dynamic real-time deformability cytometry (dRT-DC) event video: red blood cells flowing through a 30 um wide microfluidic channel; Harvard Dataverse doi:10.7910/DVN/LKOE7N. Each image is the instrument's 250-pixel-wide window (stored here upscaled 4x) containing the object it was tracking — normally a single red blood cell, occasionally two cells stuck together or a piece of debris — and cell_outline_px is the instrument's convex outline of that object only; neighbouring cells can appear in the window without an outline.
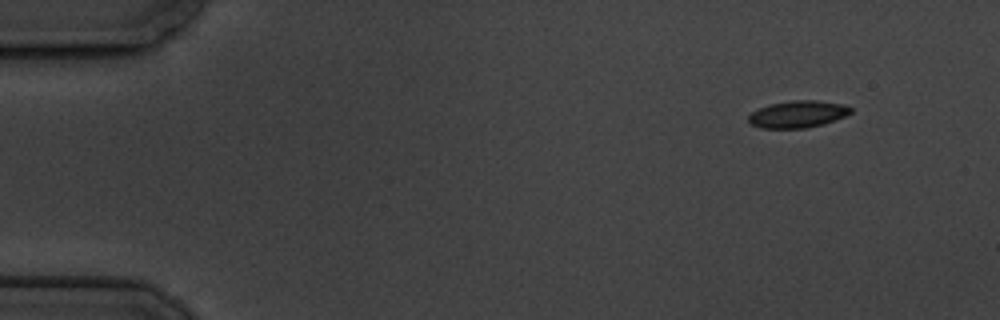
{"species": "common noctule bat (a hibernating species)", "species_latin": "Nyctalus noctula", "temperature_condition": "cold", "stored_images_in_passage": 5, "camera_frame_rate_fps": 3000, "um_per_image_px": 0.085, "animal": {"sex": "male", "body_mass_g": 19.5, "forearm_length_mm": 54.6}, "frame": {"image": 1, "passage_image": 1, "time_ms": 0.0, "image_size_px": [1000, 320], "cell_outline_px": [[852, 112], [844, 116], [824, 124], [808, 128], [760, 128], [752, 124], [748, 120], [748, 116], [752, 112], [768, 104], [792, 100], [816, 100], [844, 104], [852, 108]], "centroid_in_image_um": [67.82, 9.7], "position_along_channel_um": 17.2, "area_um2": 16.13}}
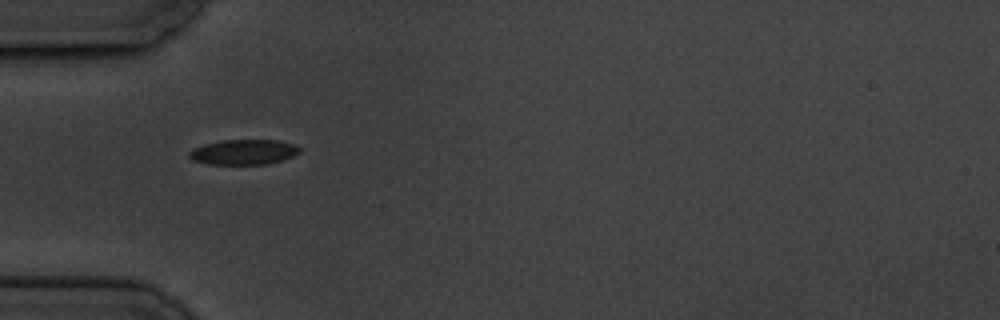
{"frame": {"image": 2, "passage_image": 4, "time_ms": 4.333, "image_size_px": [1000, 320], "cell_outline_px": [[300, 152], [292, 156], [268, 164], [208, 164], [192, 160], [188, 156], [188, 152], [192, 148], [204, 144], [224, 140], [276, 140], [296, 144], [300, 148]], "centroid_in_image_um": [20.68, 12.92], "position_along_channel_um": 64.3, "area_um2": 16.18}}
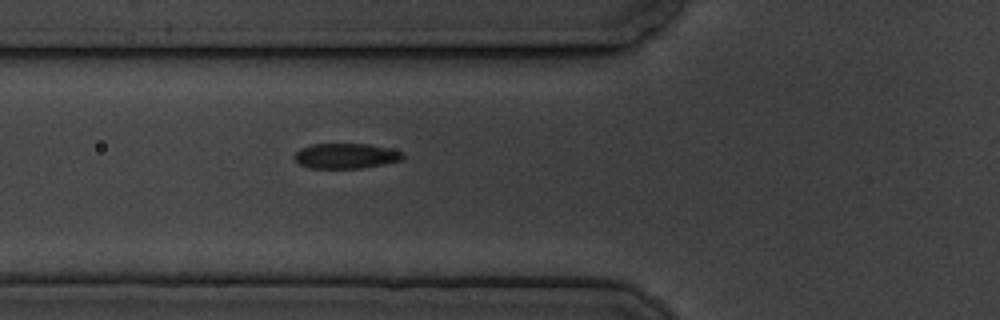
{"frame": {"image": 3, "passage_image": 5, "time_ms": 5.333, "image_size_px": [1000, 320], "cell_outline_px": [[404, 156], [400, 160], [384, 164], [360, 168], [308, 168], [300, 164], [292, 156], [300, 148], [312, 144], [368, 144], [388, 148], [404, 152]], "centroid_in_image_um": [29.37, 13.25], "position_along_channel_um": 96.4, "area_um2": 15.9}}